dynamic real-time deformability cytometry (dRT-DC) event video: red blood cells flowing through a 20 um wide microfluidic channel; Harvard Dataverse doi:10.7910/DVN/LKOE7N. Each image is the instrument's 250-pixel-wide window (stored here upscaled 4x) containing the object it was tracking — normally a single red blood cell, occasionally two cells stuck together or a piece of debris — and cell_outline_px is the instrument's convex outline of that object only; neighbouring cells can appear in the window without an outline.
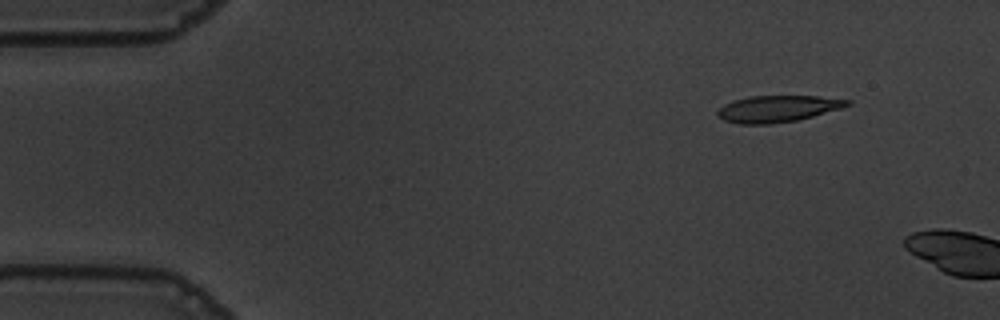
{"species": "common noctule bat (a hibernating species)", "species_latin": "Nyctalus noctula", "temperature_condition": "warm", "stored_images_in_passage": 4, "camera_frame_rate_fps": 3000, "um_per_image_px": 0.085, "animal": {"sex": "male", "body_mass_g": 19.5, "forearm_length_mm": 54.6}, "frame": {"image": 1, "passage_image": 1, "time_ms": 0.0, "image_size_px": [1000, 320], "cell_outline_px": [[852, 104], [844, 108], [796, 120], [772, 124], [740, 124], [724, 120], [716, 116], [716, 112], [724, 104], [732, 100], [748, 96], [816, 96], [852, 100]], "centroid_in_image_um": [66.1, 9.24], "position_along_channel_um": 18.9, "area_um2": 20.29}}